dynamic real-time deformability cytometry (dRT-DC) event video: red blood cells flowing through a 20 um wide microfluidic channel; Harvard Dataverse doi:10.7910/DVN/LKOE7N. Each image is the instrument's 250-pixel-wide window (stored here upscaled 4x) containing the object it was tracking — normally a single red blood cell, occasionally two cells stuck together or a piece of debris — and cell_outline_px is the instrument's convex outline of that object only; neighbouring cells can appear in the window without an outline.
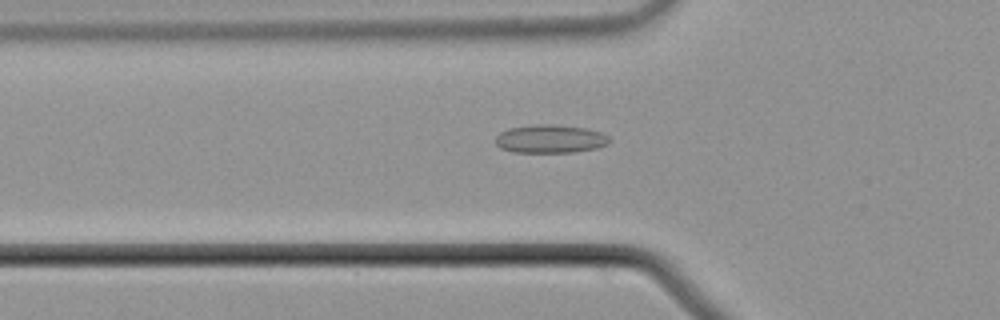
{"species": "common noctule bat (a hibernating species)", "species_latin": "Nyctalus noctula", "temperature_condition": "cold", "stored_images_in_passage": 50, "camera_frame_rate_fps": 3000, "um_per_image_px": 0.085, "animal": {"sex": "male", "body_mass_g": 21.5, "forearm_length_mm": 52.0}, "frame": {"image": 1, "passage_image": 14, "time_ms": 4.333, "image_size_px": [1000, 320], "cell_outline_px": [[612, 140], [608, 144], [596, 148], [572, 152], [512, 152], [500, 148], [496, 144], [496, 136], [500, 132], [508, 128], [536, 124], [552, 124], [584, 128], [600, 132], [608, 136]], "centroid_in_image_um": [46.76, 11.8], "position_along_channel_um": 79.0, "area_um2": 18.79}}
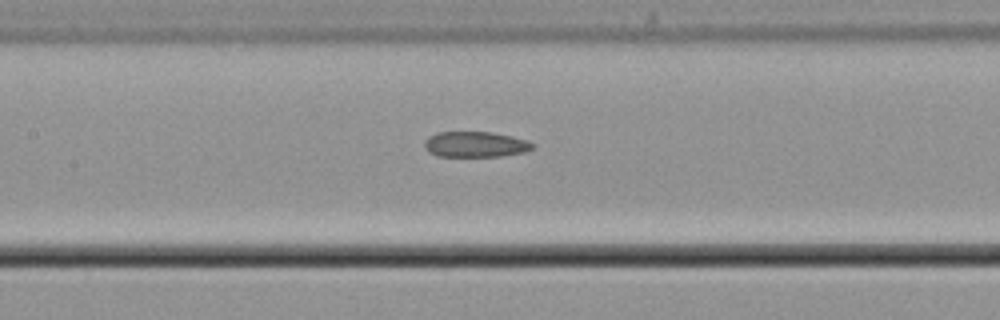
{"frame": {"image": 2, "passage_image": 21, "time_ms": 6.667, "image_size_px": [1000, 320], "cell_outline_px": [[536, 144], [532, 148], [524, 152], [500, 156], [436, 156], [428, 152], [424, 148], [424, 140], [428, 136], [436, 132], [492, 132], [512, 136], [528, 140]], "centroid_in_image_um": [40.38, 12.26], "position_along_channel_um": 167.0, "area_um2": 16.3}}
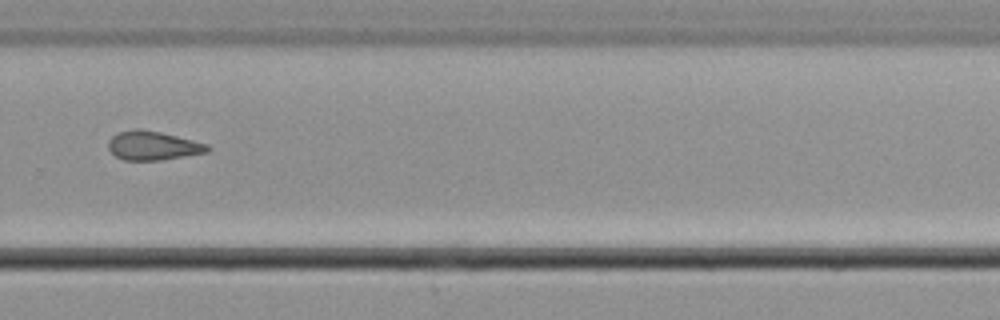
{"frame": {"image": 3, "passage_image": 33, "time_ms": 10.667, "image_size_px": [1000, 320], "cell_outline_px": [[212, 148], [208, 152], [160, 160], [124, 160], [116, 156], [108, 148], [108, 140], [116, 132], [132, 128], [140, 128], [160, 132], [208, 144]], "centroid_in_image_um": [12.97, 12.36], "position_along_channel_um": 316.8, "area_um2": 16.82}, "authors_computed_cell_mechanics": {"area_um2": 17.0221, "velocity_mm_per_s": 3.7523, "shape_relaxation_time_tau1_ms": null, "shape_relaxation_time_tau2_ms": 7.4768, "deformation_change_tau1": null, "deformation_change_tau2": 0.1533}}